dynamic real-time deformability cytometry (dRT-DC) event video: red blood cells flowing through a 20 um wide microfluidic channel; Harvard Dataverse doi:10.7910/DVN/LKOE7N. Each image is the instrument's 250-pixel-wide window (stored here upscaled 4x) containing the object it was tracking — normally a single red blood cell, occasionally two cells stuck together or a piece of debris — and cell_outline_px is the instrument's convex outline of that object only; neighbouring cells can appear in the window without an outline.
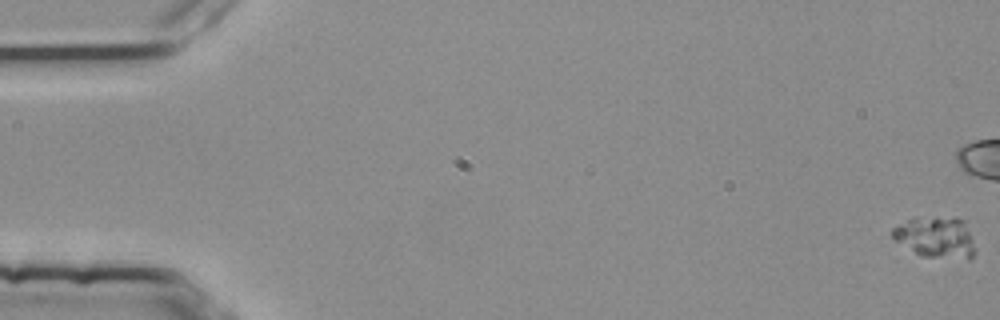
{"species": "common noctule bat (a hibernating species)", "species_latin": "Nyctalus noctula", "temperature_condition": "room temperature", "stored_images_in_passage": 57, "camera_frame_rate_fps": 3000, "um_per_image_px": 0.085, "animal": {"sex": "female", "body_mass_g": 25.1}, "frame": {"image": 1, "passage_image": 1, "time_ms": 0.0, "image_size_px": [1000, 320], "cell_outline_px": [[976, 252], [968, 260], [920, 256], [896, 240], [892, 236], [892, 228], [908, 220], [936, 216], [956, 216], [964, 220]], "centroid_in_image_um": [79.59, 20.17], "position_along_channel_um": 5.4, "area_um2": 19.88}, "authors_computed_cell_mechanics": {"area_um2": 18.8428, "velocity_mm_per_s": 3.7238, "shape_relaxation_time_tau1_ms": 2.1734, "shape_relaxation_time_tau2_ms": null, "deformation_change_tau1": 0.0228, "deformation_change_tau2": null}}